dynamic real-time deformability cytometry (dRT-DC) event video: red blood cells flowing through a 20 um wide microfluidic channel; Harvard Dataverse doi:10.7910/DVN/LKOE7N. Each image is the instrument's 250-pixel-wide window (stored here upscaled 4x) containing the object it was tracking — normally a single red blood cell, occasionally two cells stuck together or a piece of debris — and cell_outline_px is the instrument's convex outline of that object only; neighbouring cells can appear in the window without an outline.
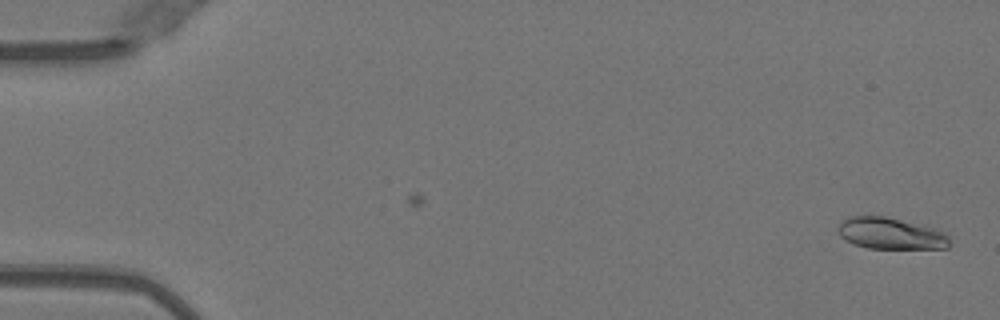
{"species": "Egyptian fruit bat (a non-hibernating species)", "species_latin": "Rousettus aegyptiacus", "temperature_condition": "warm", "stored_images_in_passage": 50, "camera_frame_rate_fps": 3000, "um_per_image_px": 0.085, "animal": {"sex": "female"}, "frame": {"image": 1, "passage_image": 1, "time_ms": 0.0, "image_size_px": [1000, 320], "cell_outline_px": [[948, 248], [868, 248], [856, 244], [840, 236], [836, 228], [840, 220], [848, 216], [884, 216], [936, 228], [944, 232], [948, 236]], "centroid_in_image_um": [75.67, 19.83], "position_along_channel_um": 9.3, "area_um2": 20.4}}
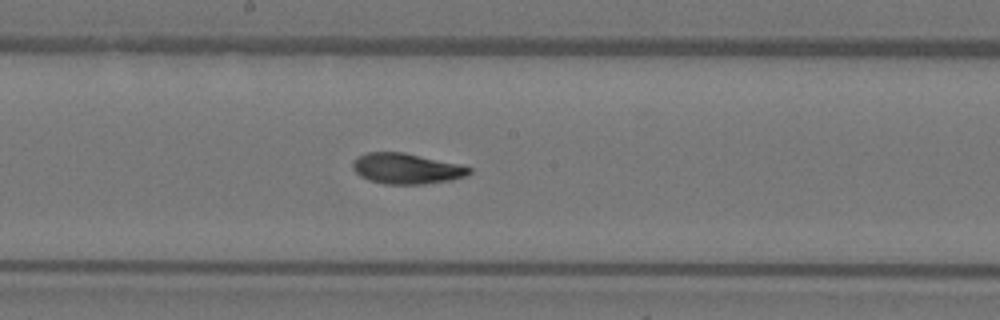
{"frame": {"image": 2, "passage_image": 27, "time_ms": 8.667, "image_size_px": [1000, 320], "cell_outline_px": [[472, 172], [464, 176], [452, 180], [424, 184], [384, 184], [368, 180], [360, 176], [352, 168], [352, 160], [368, 152], [404, 152], [460, 164], [472, 168]], "centroid_in_image_um": [34.55, 14.33], "position_along_channel_um": 213.7, "area_um2": 20.87}}
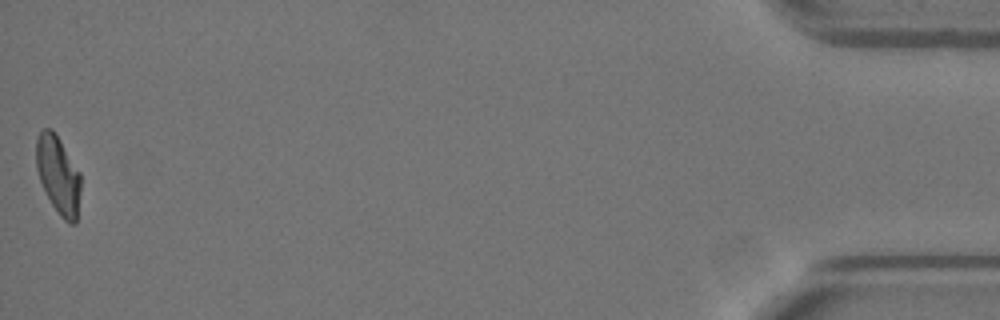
{"frame": {"image": 3, "passage_image": 50, "time_ms": 16.333, "image_size_px": [1000, 320], "cell_outline_px": [[80, 192], [76, 224], [68, 224], [60, 216], [52, 204], [40, 180], [36, 168], [36, 136], [44, 128], [52, 128], [60, 140], [80, 172]], "centroid_in_image_um": [4.95, 14.86], "position_along_channel_um": 430.3, "area_um2": 20.17}, "authors_computed_cell_mechanics": {"area_um2": 20.6635, "velocity_mm_per_s": 4.0385, "shape_relaxation_time_tau1_ms": 5.6502, "shape_relaxation_time_tau2_ms": 1.622, "deformation_change_tau1": 0.2261, "deformation_change_tau2": 0.0814}}